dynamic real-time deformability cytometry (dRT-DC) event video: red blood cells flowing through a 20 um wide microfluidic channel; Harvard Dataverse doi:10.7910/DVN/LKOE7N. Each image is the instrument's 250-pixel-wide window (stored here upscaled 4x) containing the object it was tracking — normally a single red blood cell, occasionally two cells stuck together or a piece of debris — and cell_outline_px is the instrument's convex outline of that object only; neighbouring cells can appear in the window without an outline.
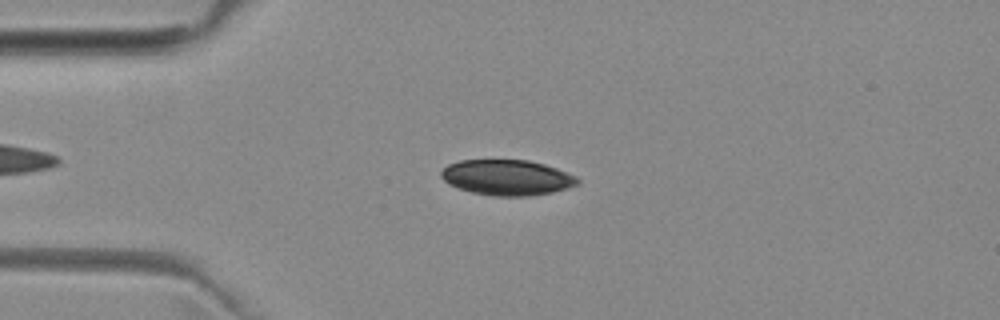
{"species": "common noctule bat (a hibernating species)", "species_latin": "Nyctalus noctula", "temperature_condition": "room temperature", "stored_images_in_passage": 4, "camera_frame_rate_fps": 3000, "um_per_image_px": 0.085, "animal": {"sex": "female", "body_mass_g": 29.2, "forearm_length_mm": 56.3}, "frame": {"image": 1, "passage_image": 2, "time_ms": 1.0, "image_size_px": [1000, 320], "cell_outline_px": [[580, 184], [552, 192], [528, 196], [492, 196], [472, 192], [448, 184], [440, 176], [440, 172], [448, 164], [460, 160], [528, 160], [544, 164], [556, 168], [576, 176], [580, 180]], "centroid_in_image_um": [43.09, 15.09], "position_along_channel_um": 41.9, "area_um2": 28.21}}